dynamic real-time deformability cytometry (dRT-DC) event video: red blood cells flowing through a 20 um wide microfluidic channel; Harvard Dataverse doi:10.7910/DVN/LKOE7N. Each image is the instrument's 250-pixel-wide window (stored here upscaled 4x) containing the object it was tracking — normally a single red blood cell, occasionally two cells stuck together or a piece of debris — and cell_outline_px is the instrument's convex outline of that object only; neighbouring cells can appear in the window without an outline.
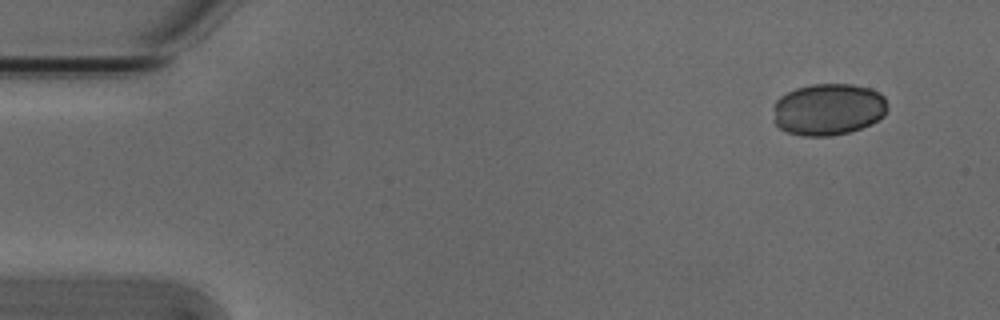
{"species": "Egyptian fruit bat (a non-hibernating species)", "species_latin": "Rousettus aegyptiacus", "temperature_condition": "cold", "stored_images_in_passage": 3, "camera_frame_rate_fps": 3000, "um_per_image_px": 0.085, "animal": {"sex": "male"}, "frame": {"image": 1, "passage_image": 1, "time_ms": 0.0, "image_size_px": [1000, 320], "cell_outline_px": [[888, 108], [884, 116], [872, 124], [848, 132], [832, 136], [800, 136], [788, 132], [780, 128], [772, 120], [776, 100], [780, 96], [796, 88], [812, 84], [852, 84], [868, 88], [880, 92], [884, 96]], "centroid_in_image_um": [70.41, 9.3], "position_along_channel_um": 14.6, "area_um2": 34.8}}